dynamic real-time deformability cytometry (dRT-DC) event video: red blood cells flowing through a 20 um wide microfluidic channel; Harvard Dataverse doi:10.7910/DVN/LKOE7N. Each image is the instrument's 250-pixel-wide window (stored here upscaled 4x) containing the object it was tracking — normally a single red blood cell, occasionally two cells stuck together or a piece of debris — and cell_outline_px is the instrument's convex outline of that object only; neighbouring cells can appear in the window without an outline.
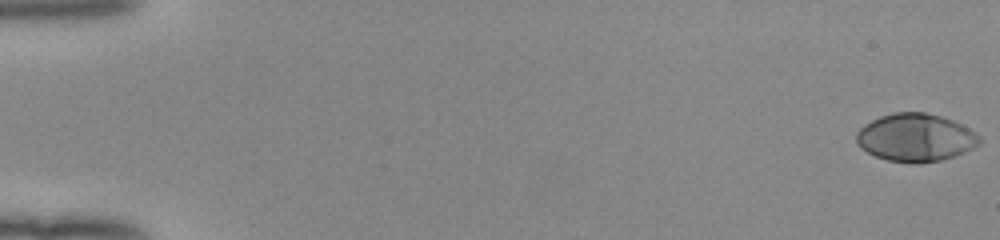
{"species": "human", "species_latin": "Homo sapiens", "temperature_condition": "room temperature", "stored_images_in_passage": 52, "camera_frame_rate_fps": 3000, "um_per_image_px": 0.085, "donor": {"sex": "female"}, "frame": {"image": 1, "passage_image": 1, "time_ms": 0.0, "image_size_px": [1000, 240], "cell_outline_px": [[980, 144], [964, 152], [940, 160], [920, 164], [912, 164], [888, 160], [876, 156], [860, 148], [856, 144], [856, 132], [864, 124], [880, 116], [892, 112], [924, 112], [940, 116], [952, 120], [976, 132], [980, 136]], "centroid_in_image_um": [77.79, 11.7], "position_along_channel_um": 7.2, "area_um2": 34.45}}
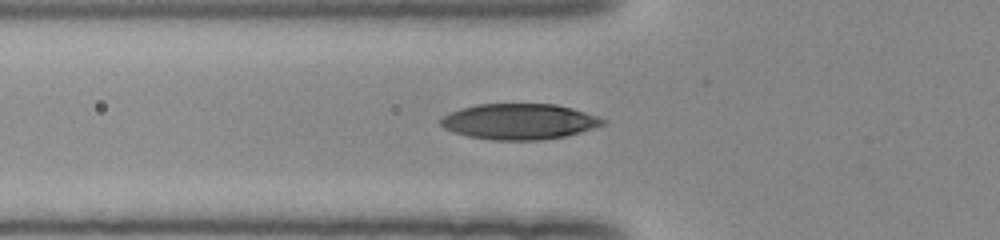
{"frame": {"image": 2, "passage_image": 20, "time_ms": 6.333, "image_size_px": [1000, 240], "cell_outline_px": [[608, 124], [580, 132], [564, 136], [540, 140], [492, 140], [468, 136], [452, 132], [444, 128], [440, 124], [440, 120], [444, 116], [460, 108], [476, 104], [556, 104], [572, 108], [600, 116], [608, 120]], "centroid_in_image_um": [44.18, 10.33], "position_along_channel_um": 81.6, "area_um2": 33.99}}
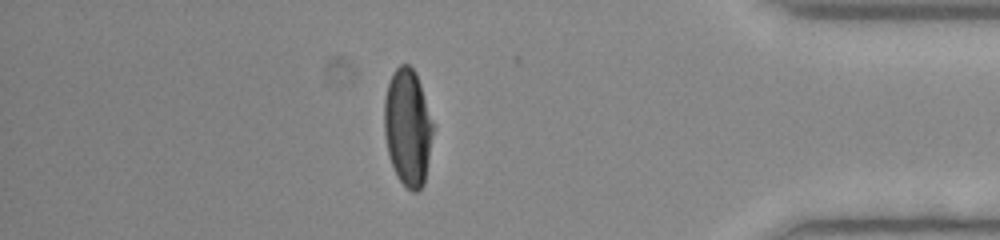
{"frame": {"image": 3, "passage_image": 46, "time_ms": 15.0, "image_size_px": [1000, 240], "cell_outline_px": [[432, 136], [424, 184], [416, 192], [412, 192], [396, 176], [388, 152], [384, 132], [384, 100], [388, 84], [392, 72], [400, 64], [408, 64], [416, 72], [420, 84], [432, 124]], "centroid_in_image_um": [34.63, 10.81], "position_along_channel_um": 400.6, "area_um2": 32.77}, "authors_computed_cell_mechanics": {"area_um2": 33.9286, "velocity_mm_per_s": 4.0317, "shape_relaxation_time_tau1_ms": 4.276, "shape_relaxation_time_tau2_ms": null, "deformation_change_tau1": 0.2328, "deformation_change_tau2": null}}